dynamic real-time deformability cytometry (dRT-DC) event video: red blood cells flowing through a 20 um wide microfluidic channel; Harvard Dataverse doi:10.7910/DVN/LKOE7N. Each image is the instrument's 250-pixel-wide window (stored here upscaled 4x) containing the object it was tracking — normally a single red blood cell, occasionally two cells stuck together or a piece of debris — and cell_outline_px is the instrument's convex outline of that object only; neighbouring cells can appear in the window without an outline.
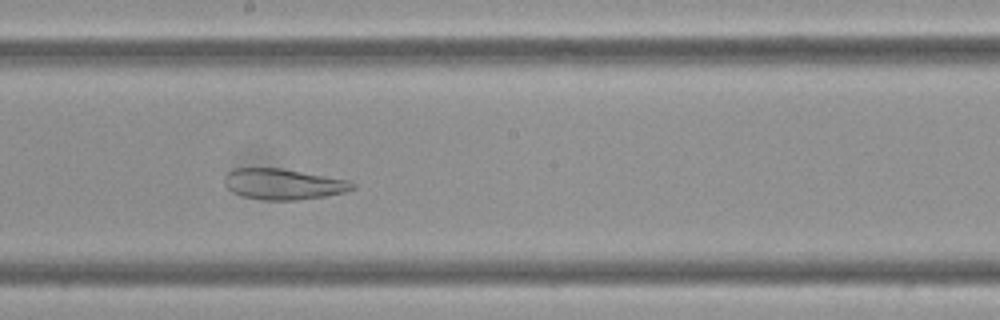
{"species": "Egyptian fruit bat (a non-hibernating species)", "species_latin": "Rousettus aegyptiacus", "temperature_condition": "cold", "stored_images_in_passage": 57, "camera_frame_rate_fps": 3000, "um_per_image_px": 0.085, "frame": {"image": 1, "passage_image": 30, "time_ms": 9.667, "image_size_px": [1000, 320], "cell_outline_px": [[356, 188], [344, 192], [324, 196], [296, 200], [260, 200], [244, 196], [232, 192], [228, 188], [224, 180], [228, 172], [236, 168], [280, 168], [348, 180], [356, 184]], "centroid_in_image_um": [24.09, 15.65], "position_along_channel_um": 224.1, "area_um2": 22.77}}
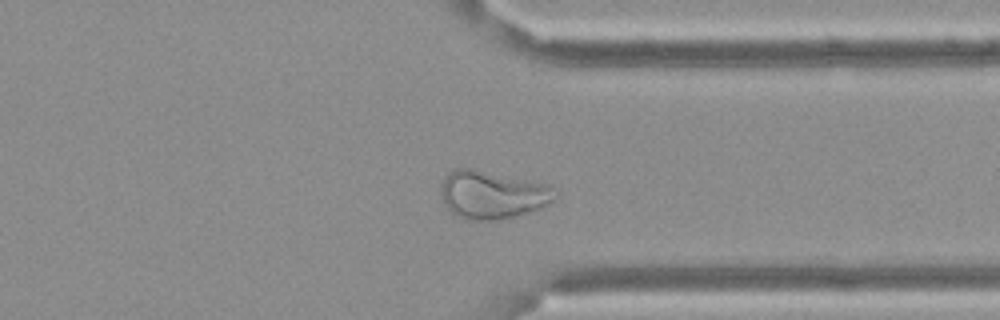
{"frame": {"image": 2, "passage_image": 43, "time_ms": 14.0, "image_size_px": [1000, 320], "cell_outline_px": [[560, 196], [540, 208], [500, 220], [468, 220], [456, 216], [444, 204], [440, 192], [440, 184], [448, 172], [456, 168], [472, 168], [548, 184]], "centroid_in_image_um": [41.82, 16.54], "position_along_channel_um": 369.6, "area_um2": 32.08}}
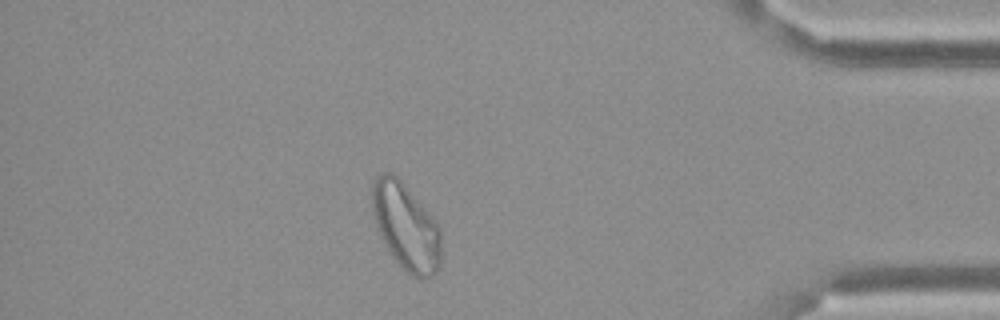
{"frame": {"image": 3, "passage_image": 49, "time_ms": 16.0, "image_size_px": [1000, 320], "cell_outline_px": [[440, 264], [436, 272], [432, 276], [424, 280], [420, 280], [412, 276], [392, 256], [376, 224], [372, 212], [372, 184], [376, 176], [384, 172], [392, 172], [400, 180], [428, 212], [440, 228]], "centroid_in_image_um": [34.51, 19.27], "position_along_channel_um": 400.7, "area_um2": 34.28}}